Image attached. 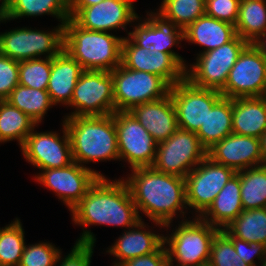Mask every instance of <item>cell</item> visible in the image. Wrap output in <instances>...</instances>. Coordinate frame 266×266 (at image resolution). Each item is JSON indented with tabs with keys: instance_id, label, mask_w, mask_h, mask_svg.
<instances>
[{
	"instance_id": "obj_36",
	"label": "cell",
	"mask_w": 266,
	"mask_h": 266,
	"mask_svg": "<svg viewBox=\"0 0 266 266\" xmlns=\"http://www.w3.org/2000/svg\"><path fill=\"white\" fill-rule=\"evenodd\" d=\"M51 72V58H35L19 62V84L47 90Z\"/></svg>"
},
{
	"instance_id": "obj_7",
	"label": "cell",
	"mask_w": 266,
	"mask_h": 266,
	"mask_svg": "<svg viewBox=\"0 0 266 266\" xmlns=\"http://www.w3.org/2000/svg\"><path fill=\"white\" fill-rule=\"evenodd\" d=\"M247 45L244 39L236 35L218 48L197 53L194 59L196 61L186 66L185 78L197 87L221 91L225 87L231 68Z\"/></svg>"
},
{
	"instance_id": "obj_21",
	"label": "cell",
	"mask_w": 266,
	"mask_h": 266,
	"mask_svg": "<svg viewBox=\"0 0 266 266\" xmlns=\"http://www.w3.org/2000/svg\"><path fill=\"white\" fill-rule=\"evenodd\" d=\"M152 228L143 219L130 229H123L124 232L105 249V253L115 259L111 266H119L126 260L156 252L164 244V235L152 231Z\"/></svg>"
},
{
	"instance_id": "obj_35",
	"label": "cell",
	"mask_w": 266,
	"mask_h": 266,
	"mask_svg": "<svg viewBox=\"0 0 266 266\" xmlns=\"http://www.w3.org/2000/svg\"><path fill=\"white\" fill-rule=\"evenodd\" d=\"M25 231L17 217L4 227H0V266H18L25 245Z\"/></svg>"
},
{
	"instance_id": "obj_17",
	"label": "cell",
	"mask_w": 266,
	"mask_h": 266,
	"mask_svg": "<svg viewBox=\"0 0 266 266\" xmlns=\"http://www.w3.org/2000/svg\"><path fill=\"white\" fill-rule=\"evenodd\" d=\"M179 129L197 132L207 118L208 110L223 96L220 91L200 88L186 78L170 87Z\"/></svg>"
},
{
	"instance_id": "obj_41",
	"label": "cell",
	"mask_w": 266,
	"mask_h": 266,
	"mask_svg": "<svg viewBox=\"0 0 266 266\" xmlns=\"http://www.w3.org/2000/svg\"><path fill=\"white\" fill-rule=\"evenodd\" d=\"M222 231L231 239L235 251L237 254H240L245 263L249 264L250 266L260 265V262L266 256V245L249 243L234 237L226 228L222 229ZM254 258L256 260H254Z\"/></svg>"
},
{
	"instance_id": "obj_28",
	"label": "cell",
	"mask_w": 266,
	"mask_h": 266,
	"mask_svg": "<svg viewBox=\"0 0 266 266\" xmlns=\"http://www.w3.org/2000/svg\"><path fill=\"white\" fill-rule=\"evenodd\" d=\"M43 15H50L60 23H65L70 18L69 0H7L2 23Z\"/></svg>"
},
{
	"instance_id": "obj_23",
	"label": "cell",
	"mask_w": 266,
	"mask_h": 266,
	"mask_svg": "<svg viewBox=\"0 0 266 266\" xmlns=\"http://www.w3.org/2000/svg\"><path fill=\"white\" fill-rule=\"evenodd\" d=\"M85 70L65 50L51 58V72L47 92L56 106L70 104L75 85Z\"/></svg>"
},
{
	"instance_id": "obj_5",
	"label": "cell",
	"mask_w": 266,
	"mask_h": 266,
	"mask_svg": "<svg viewBox=\"0 0 266 266\" xmlns=\"http://www.w3.org/2000/svg\"><path fill=\"white\" fill-rule=\"evenodd\" d=\"M191 217L178 221L171 234H164L170 266L208 265L212 241L220 230L200 217Z\"/></svg>"
},
{
	"instance_id": "obj_42",
	"label": "cell",
	"mask_w": 266,
	"mask_h": 266,
	"mask_svg": "<svg viewBox=\"0 0 266 266\" xmlns=\"http://www.w3.org/2000/svg\"><path fill=\"white\" fill-rule=\"evenodd\" d=\"M96 245L75 242L67 255L62 251L57 258V266H91ZM64 256V257H63Z\"/></svg>"
},
{
	"instance_id": "obj_19",
	"label": "cell",
	"mask_w": 266,
	"mask_h": 266,
	"mask_svg": "<svg viewBox=\"0 0 266 266\" xmlns=\"http://www.w3.org/2000/svg\"><path fill=\"white\" fill-rule=\"evenodd\" d=\"M121 65L160 76L170 87L185 79V68L171 54L148 51L128 36L122 41Z\"/></svg>"
},
{
	"instance_id": "obj_25",
	"label": "cell",
	"mask_w": 266,
	"mask_h": 266,
	"mask_svg": "<svg viewBox=\"0 0 266 266\" xmlns=\"http://www.w3.org/2000/svg\"><path fill=\"white\" fill-rule=\"evenodd\" d=\"M240 191V176L235 173L200 218L219 230L226 228L243 211Z\"/></svg>"
},
{
	"instance_id": "obj_14",
	"label": "cell",
	"mask_w": 266,
	"mask_h": 266,
	"mask_svg": "<svg viewBox=\"0 0 266 266\" xmlns=\"http://www.w3.org/2000/svg\"><path fill=\"white\" fill-rule=\"evenodd\" d=\"M58 131L37 132L36 127L20 148L25 161L39 170L63 168L74 162L70 138L62 120Z\"/></svg>"
},
{
	"instance_id": "obj_46",
	"label": "cell",
	"mask_w": 266,
	"mask_h": 266,
	"mask_svg": "<svg viewBox=\"0 0 266 266\" xmlns=\"http://www.w3.org/2000/svg\"><path fill=\"white\" fill-rule=\"evenodd\" d=\"M260 152L263 159V164H266V130L259 137Z\"/></svg>"
},
{
	"instance_id": "obj_1",
	"label": "cell",
	"mask_w": 266,
	"mask_h": 266,
	"mask_svg": "<svg viewBox=\"0 0 266 266\" xmlns=\"http://www.w3.org/2000/svg\"><path fill=\"white\" fill-rule=\"evenodd\" d=\"M129 171L131 174L128 173L122 179L130 190L141 220L145 215L155 227L160 226V229H165L168 233L177 217L181 220L191 218L186 217L190 211L186 202L185 178L158 172L153 167Z\"/></svg>"
},
{
	"instance_id": "obj_13",
	"label": "cell",
	"mask_w": 266,
	"mask_h": 266,
	"mask_svg": "<svg viewBox=\"0 0 266 266\" xmlns=\"http://www.w3.org/2000/svg\"><path fill=\"white\" fill-rule=\"evenodd\" d=\"M236 172L213 162L209 157L201 161L185 177L186 202L193 217H200ZM194 211V212H193Z\"/></svg>"
},
{
	"instance_id": "obj_24",
	"label": "cell",
	"mask_w": 266,
	"mask_h": 266,
	"mask_svg": "<svg viewBox=\"0 0 266 266\" xmlns=\"http://www.w3.org/2000/svg\"><path fill=\"white\" fill-rule=\"evenodd\" d=\"M235 25L206 14L183 30L184 41L203 47L199 54L220 47L236 36Z\"/></svg>"
},
{
	"instance_id": "obj_11",
	"label": "cell",
	"mask_w": 266,
	"mask_h": 266,
	"mask_svg": "<svg viewBox=\"0 0 266 266\" xmlns=\"http://www.w3.org/2000/svg\"><path fill=\"white\" fill-rule=\"evenodd\" d=\"M119 161L129 169L152 167L156 159L157 143L150 133L129 111L114 112Z\"/></svg>"
},
{
	"instance_id": "obj_40",
	"label": "cell",
	"mask_w": 266,
	"mask_h": 266,
	"mask_svg": "<svg viewBox=\"0 0 266 266\" xmlns=\"http://www.w3.org/2000/svg\"><path fill=\"white\" fill-rule=\"evenodd\" d=\"M19 84V62L0 54V100Z\"/></svg>"
},
{
	"instance_id": "obj_30",
	"label": "cell",
	"mask_w": 266,
	"mask_h": 266,
	"mask_svg": "<svg viewBox=\"0 0 266 266\" xmlns=\"http://www.w3.org/2000/svg\"><path fill=\"white\" fill-rule=\"evenodd\" d=\"M38 126L8 101L0 100V144L15 140L21 148L27 136Z\"/></svg>"
},
{
	"instance_id": "obj_27",
	"label": "cell",
	"mask_w": 266,
	"mask_h": 266,
	"mask_svg": "<svg viewBox=\"0 0 266 266\" xmlns=\"http://www.w3.org/2000/svg\"><path fill=\"white\" fill-rule=\"evenodd\" d=\"M231 133H233L232 99L222 96L208 110L207 118L204 124H201L196 135L201 145L208 150Z\"/></svg>"
},
{
	"instance_id": "obj_15",
	"label": "cell",
	"mask_w": 266,
	"mask_h": 266,
	"mask_svg": "<svg viewBox=\"0 0 266 266\" xmlns=\"http://www.w3.org/2000/svg\"><path fill=\"white\" fill-rule=\"evenodd\" d=\"M220 92L231 99L266 95V59L253 44L239 54Z\"/></svg>"
},
{
	"instance_id": "obj_39",
	"label": "cell",
	"mask_w": 266,
	"mask_h": 266,
	"mask_svg": "<svg viewBox=\"0 0 266 266\" xmlns=\"http://www.w3.org/2000/svg\"><path fill=\"white\" fill-rule=\"evenodd\" d=\"M240 0H205V14L220 21L236 25Z\"/></svg>"
},
{
	"instance_id": "obj_20",
	"label": "cell",
	"mask_w": 266,
	"mask_h": 266,
	"mask_svg": "<svg viewBox=\"0 0 266 266\" xmlns=\"http://www.w3.org/2000/svg\"><path fill=\"white\" fill-rule=\"evenodd\" d=\"M213 162L225 165L235 172L263 165L259 138L231 133L207 150Z\"/></svg>"
},
{
	"instance_id": "obj_45",
	"label": "cell",
	"mask_w": 266,
	"mask_h": 266,
	"mask_svg": "<svg viewBox=\"0 0 266 266\" xmlns=\"http://www.w3.org/2000/svg\"><path fill=\"white\" fill-rule=\"evenodd\" d=\"M253 45L261 52L262 56L266 59V34L261 36Z\"/></svg>"
},
{
	"instance_id": "obj_18",
	"label": "cell",
	"mask_w": 266,
	"mask_h": 266,
	"mask_svg": "<svg viewBox=\"0 0 266 266\" xmlns=\"http://www.w3.org/2000/svg\"><path fill=\"white\" fill-rule=\"evenodd\" d=\"M146 17V18H145ZM140 15L133 22L132 31L128 37L138 46L148 51H160L171 54L185 69L188 62L173 50V47L182 48L184 41L183 30L172 24L162 21L155 13L146 11V16ZM187 62V63H186Z\"/></svg>"
},
{
	"instance_id": "obj_43",
	"label": "cell",
	"mask_w": 266,
	"mask_h": 266,
	"mask_svg": "<svg viewBox=\"0 0 266 266\" xmlns=\"http://www.w3.org/2000/svg\"><path fill=\"white\" fill-rule=\"evenodd\" d=\"M119 266H170L163 244L156 252L126 260Z\"/></svg>"
},
{
	"instance_id": "obj_9",
	"label": "cell",
	"mask_w": 266,
	"mask_h": 266,
	"mask_svg": "<svg viewBox=\"0 0 266 266\" xmlns=\"http://www.w3.org/2000/svg\"><path fill=\"white\" fill-rule=\"evenodd\" d=\"M72 111L64 116H105L115 112L112 73L85 70L78 79L70 104Z\"/></svg>"
},
{
	"instance_id": "obj_33",
	"label": "cell",
	"mask_w": 266,
	"mask_h": 266,
	"mask_svg": "<svg viewBox=\"0 0 266 266\" xmlns=\"http://www.w3.org/2000/svg\"><path fill=\"white\" fill-rule=\"evenodd\" d=\"M243 210L266 208V164L236 172Z\"/></svg>"
},
{
	"instance_id": "obj_4",
	"label": "cell",
	"mask_w": 266,
	"mask_h": 266,
	"mask_svg": "<svg viewBox=\"0 0 266 266\" xmlns=\"http://www.w3.org/2000/svg\"><path fill=\"white\" fill-rule=\"evenodd\" d=\"M124 36L80 27L72 18L64 23V47L84 70L113 71L121 64Z\"/></svg>"
},
{
	"instance_id": "obj_34",
	"label": "cell",
	"mask_w": 266,
	"mask_h": 266,
	"mask_svg": "<svg viewBox=\"0 0 266 266\" xmlns=\"http://www.w3.org/2000/svg\"><path fill=\"white\" fill-rule=\"evenodd\" d=\"M226 229L246 242L266 245V208L243 210Z\"/></svg>"
},
{
	"instance_id": "obj_32",
	"label": "cell",
	"mask_w": 266,
	"mask_h": 266,
	"mask_svg": "<svg viewBox=\"0 0 266 266\" xmlns=\"http://www.w3.org/2000/svg\"><path fill=\"white\" fill-rule=\"evenodd\" d=\"M157 10L152 12L162 21L184 30L205 15V0H162Z\"/></svg>"
},
{
	"instance_id": "obj_31",
	"label": "cell",
	"mask_w": 266,
	"mask_h": 266,
	"mask_svg": "<svg viewBox=\"0 0 266 266\" xmlns=\"http://www.w3.org/2000/svg\"><path fill=\"white\" fill-rule=\"evenodd\" d=\"M5 100L28 115L37 125L44 122L47 111L55 106L51 102L47 90L29 88L20 84L12 90Z\"/></svg>"
},
{
	"instance_id": "obj_44",
	"label": "cell",
	"mask_w": 266,
	"mask_h": 266,
	"mask_svg": "<svg viewBox=\"0 0 266 266\" xmlns=\"http://www.w3.org/2000/svg\"><path fill=\"white\" fill-rule=\"evenodd\" d=\"M102 1L103 0H69V7H88Z\"/></svg>"
},
{
	"instance_id": "obj_26",
	"label": "cell",
	"mask_w": 266,
	"mask_h": 266,
	"mask_svg": "<svg viewBox=\"0 0 266 266\" xmlns=\"http://www.w3.org/2000/svg\"><path fill=\"white\" fill-rule=\"evenodd\" d=\"M233 133L259 138L266 130V97L232 99Z\"/></svg>"
},
{
	"instance_id": "obj_22",
	"label": "cell",
	"mask_w": 266,
	"mask_h": 266,
	"mask_svg": "<svg viewBox=\"0 0 266 266\" xmlns=\"http://www.w3.org/2000/svg\"><path fill=\"white\" fill-rule=\"evenodd\" d=\"M159 144L179 127L170 93L162 99L139 104L129 111Z\"/></svg>"
},
{
	"instance_id": "obj_38",
	"label": "cell",
	"mask_w": 266,
	"mask_h": 266,
	"mask_svg": "<svg viewBox=\"0 0 266 266\" xmlns=\"http://www.w3.org/2000/svg\"><path fill=\"white\" fill-rule=\"evenodd\" d=\"M61 248L50 241L27 244L18 266H56Z\"/></svg>"
},
{
	"instance_id": "obj_37",
	"label": "cell",
	"mask_w": 266,
	"mask_h": 266,
	"mask_svg": "<svg viewBox=\"0 0 266 266\" xmlns=\"http://www.w3.org/2000/svg\"><path fill=\"white\" fill-rule=\"evenodd\" d=\"M207 266H250L235 251L231 239L220 230L212 241Z\"/></svg>"
},
{
	"instance_id": "obj_3",
	"label": "cell",
	"mask_w": 266,
	"mask_h": 266,
	"mask_svg": "<svg viewBox=\"0 0 266 266\" xmlns=\"http://www.w3.org/2000/svg\"><path fill=\"white\" fill-rule=\"evenodd\" d=\"M73 160L83 167L89 163L119 161L114 113L105 116L63 118Z\"/></svg>"
},
{
	"instance_id": "obj_2",
	"label": "cell",
	"mask_w": 266,
	"mask_h": 266,
	"mask_svg": "<svg viewBox=\"0 0 266 266\" xmlns=\"http://www.w3.org/2000/svg\"><path fill=\"white\" fill-rule=\"evenodd\" d=\"M70 214L74 225L83 230L76 242L93 245H96V235L87 229L89 226L130 229L141 220L130 190L120 177L115 180L99 177Z\"/></svg>"
},
{
	"instance_id": "obj_6",
	"label": "cell",
	"mask_w": 266,
	"mask_h": 266,
	"mask_svg": "<svg viewBox=\"0 0 266 266\" xmlns=\"http://www.w3.org/2000/svg\"><path fill=\"white\" fill-rule=\"evenodd\" d=\"M64 47V23L51 30L16 27L0 32V54L21 62L35 58H53Z\"/></svg>"
},
{
	"instance_id": "obj_10",
	"label": "cell",
	"mask_w": 266,
	"mask_h": 266,
	"mask_svg": "<svg viewBox=\"0 0 266 266\" xmlns=\"http://www.w3.org/2000/svg\"><path fill=\"white\" fill-rule=\"evenodd\" d=\"M207 157L195 132L177 129L167 140L157 144L153 168L162 173L185 178Z\"/></svg>"
},
{
	"instance_id": "obj_47",
	"label": "cell",
	"mask_w": 266,
	"mask_h": 266,
	"mask_svg": "<svg viewBox=\"0 0 266 266\" xmlns=\"http://www.w3.org/2000/svg\"><path fill=\"white\" fill-rule=\"evenodd\" d=\"M7 11V0H0V18H3Z\"/></svg>"
},
{
	"instance_id": "obj_8",
	"label": "cell",
	"mask_w": 266,
	"mask_h": 266,
	"mask_svg": "<svg viewBox=\"0 0 266 266\" xmlns=\"http://www.w3.org/2000/svg\"><path fill=\"white\" fill-rule=\"evenodd\" d=\"M112 73L116 111H130L139 104L153 102L169 94L170 86L152 73L128 69L121 64Z\"/></svg>"
},
{
	"instance_id": "obj_29",
	"label": "cell",
	"mask_w": 266,
	"mask_h": 266,
	"mask_svg": "<svg viewBox=\"0 0 266 266\" xmlns=\"http://www.w3.org/2000/svg\"><path fill=\"white\" fill-rule=\"evenodd\" d=\"M235 29L248 44L266 34V0H240Z\"/></svg>"
},
{
	"instance_id": "obj_16",
	"label": "cell",
	"mask_w": 266,
	"mask_h": 266,
	"mask_svg": "<svg viewBox=\"0 0 266 266\" xmlns=\"http://www.w3.org/2000/svg\"><path fill=\"white\" fill-rule=\"evenodd\" d=\"M136 0H103L88 7H69V15L80 27L92 31H126L139 16L134 7Z\"/></svg>"
},
{
	"instance_id": "obj_12",
	"label": "cell",
	"mask_w": 266,
	"mask_h": 266,
	"mask_svg": "<svg viewBox=\"0 0 266 266\" xmlns=\"http://www.w3.org/2000/svg\"><path fill=\"white\" fill-rule=\"evenodd\" d=\"M100 172L83 167L74 161L63 168L39 170V173L33 175L32 180L54 192L70 211L81 201L99 177H106Z\"/></svg>"
},
{
	"instance_id": "obj_48",
	"label": "cell",
	"mask_w": 266,
	"mask_h": 266,
	"mask_svg": "<svg viewBox=\"0 0 266 266\" xmlns=\"http://www.w3.org/2000/svg\"><path fill=\"white\" fill-rule=\"evenodd\" d=\"M259 266H266V256L262 259Z\"/></svg>"
}]
</instances>
